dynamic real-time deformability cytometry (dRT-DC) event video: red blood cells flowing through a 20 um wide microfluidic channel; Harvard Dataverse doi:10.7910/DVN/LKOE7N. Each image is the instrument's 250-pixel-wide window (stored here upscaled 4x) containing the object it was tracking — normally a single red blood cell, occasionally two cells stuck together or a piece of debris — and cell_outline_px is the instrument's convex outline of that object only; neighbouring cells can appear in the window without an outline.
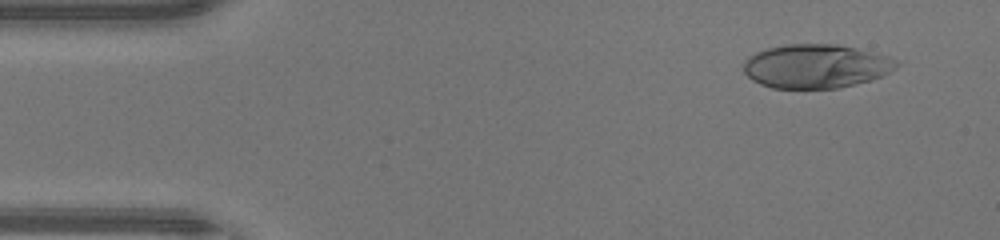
{"species": "human", "species_latin": "Homo sapiens", "temperature_condition": "warm", "stored_images_in_passage": 46, "camera_frame_rate_fps": 3000, "um_per_image_px": 0.085, "donor": {"sex": "male"}, "frame": {"image": 1, "passage_image": 4, "time_ms": 1.0, "image_size_px": [1000, 240], "cell_outline_px": [[900, 64], [896, 68], [872, 80], [836, 88], [772, 88], [760, 84], [752, 80], [744, 72], [744, 60], [748, 56], [756, 52], [768, 48], [788, 44], [840, 44], [856, 48], [884, 56], [896, 60]], "centroid_in_image_um": [69.32, 5.62], "position_along_channel_um": 15.7, "area_um2": 38.9}}
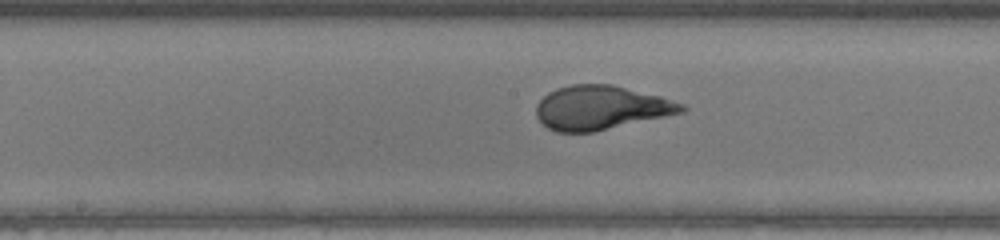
{"frame": {"image": 2, "passage_image": 23, "time_ms": 7.333, "image_size_px": [1000, 240], "cell_outline_px": [[688, 108], [684, 112], [592, 132], [556, 132], [548, 128], [536, 116], [536, 104], [548, 92], [556, 88], [572, 84], [612, 84], [660, 96], [684, 104]], "centroid_in_image_um": [51.07, 9.14], "position_along_channel_um": 197.1, "area_um2": 37.17}}
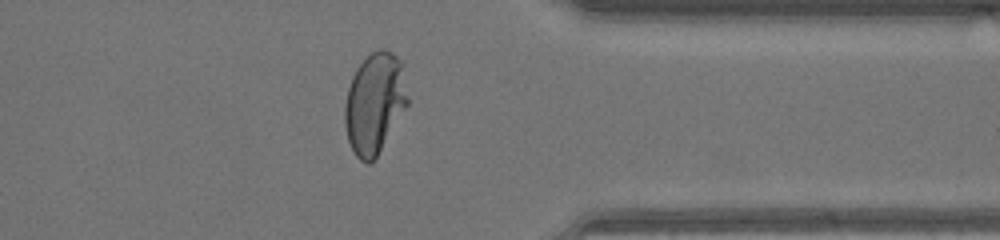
{"frame": {"image": 3, "passage_image": 36, "time_ms": 11.667, "image_size_px": [1000, 240], "cell_outline_px": [[408, 104], [372, 164], [368, 164], [360, 160], [356, 156], [348, 140], [344, 124], [344, 108], [348, 88], [352, 76], [356, 68], [372, 52], [380, 48], [384, 48], [392, 52], [404, 64], [408, 100]], "centroid_in_image_um": [31.85, 8.76], "position_along_channel_um": 379.6, "area_um2": 37.11}, "authors_computed_cell_mechanics": {"area_um2": 38.0613, "velocity_mm_per_s": 4.4531, "shape_relaxation_time_tau1_ms": 6.1382, "shape_relaxation_time_tau2_ms": null, "deformation_change_tau1": 0.3647, "deformation_change_tau2": null}}